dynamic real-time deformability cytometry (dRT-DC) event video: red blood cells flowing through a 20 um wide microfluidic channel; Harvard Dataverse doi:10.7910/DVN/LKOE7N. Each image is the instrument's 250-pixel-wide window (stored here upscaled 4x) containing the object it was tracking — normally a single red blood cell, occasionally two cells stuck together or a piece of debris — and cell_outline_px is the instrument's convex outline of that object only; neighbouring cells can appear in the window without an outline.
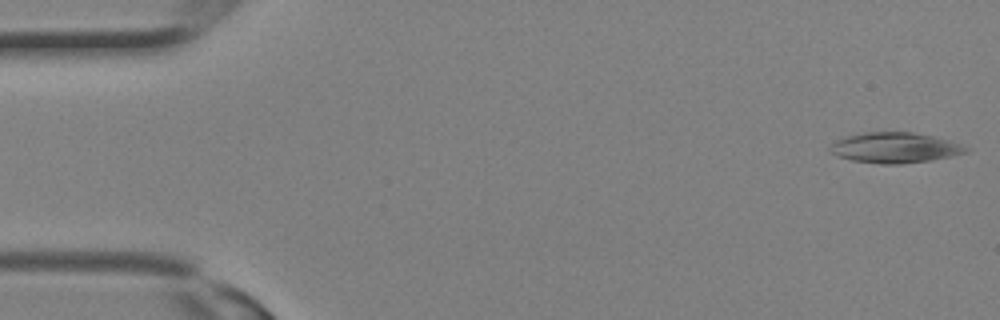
{"species": "Egyptian fruit bat (a non-hibernating species)", "species_latin": "Rousettus aegyptiacus", "temperature_condition": "room temperature", "stored_images_in_passage": 11, "camera_frame_rate_fps": 3000, "um_per_image_px": 0.085, "animal": {"sex": "female"}, "frame": {"image": 1, "passage_image": 1, "time_ms": 0.0, "image_size_px": [1000, 320], "cell_outline_px": [[968, 152], [928, 160], [900, 164], [884, 164], [852, 160], [836, 156], [828, 152], [828, 148], [836, 140], [848, 136], [864, 132], [912, 132], [932, 136], [948, 140], [968, 148]], "centroid_in_image_um": [75.98, 12.55], "position_along_channel_um": 9.0, "area_um2": 23.76}}
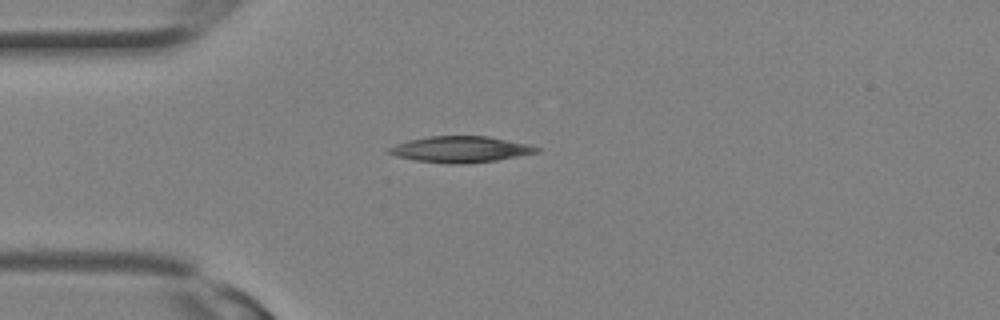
{"frame": {"image": 2, "passage_image": 8, "time_ms": 2.333, "image_size_px": [1000, 320], "cell_outline_px": [[540, 152], [496, 160], [464, 164], [452, 164], [416, 160], [396, 156], [384, 152], [384, 148], [408, 140], [428, 136], [488, 136], [528, 144], [540, 148]], "centroid_in_image_um": [39.09, 12.69], "position_along_channel_um": 45.9, "area_um2": 22.6}}
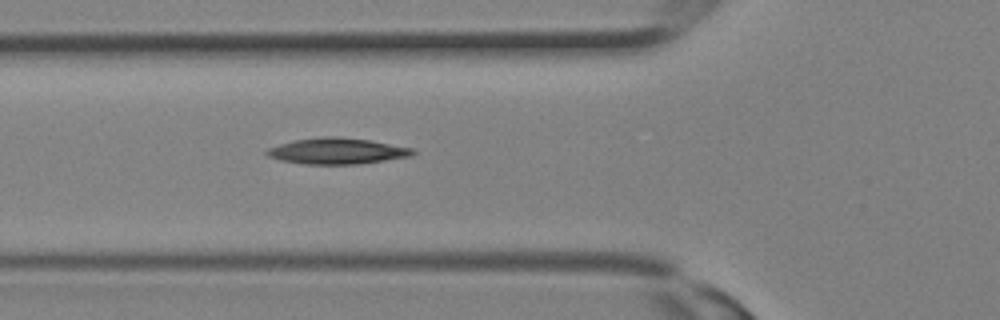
{"frame": {"image": 3, "passage_image": 11, "time_ms": 3.333, "image_size_px": [1000, 320], "cell_outline_px": [[416, 152], [412, 156], [356, 164], [304, 164], [280, 160], [268, 156], [264, 152], [268, 148], [280, 144], [296, 140], [324, 136], [340, 136], [368, 140], [412, 148]], "centroid_in_image_um": [28.63, 12.84], "position_along_channel_um": 97.2, "area_um2": 21.96}}